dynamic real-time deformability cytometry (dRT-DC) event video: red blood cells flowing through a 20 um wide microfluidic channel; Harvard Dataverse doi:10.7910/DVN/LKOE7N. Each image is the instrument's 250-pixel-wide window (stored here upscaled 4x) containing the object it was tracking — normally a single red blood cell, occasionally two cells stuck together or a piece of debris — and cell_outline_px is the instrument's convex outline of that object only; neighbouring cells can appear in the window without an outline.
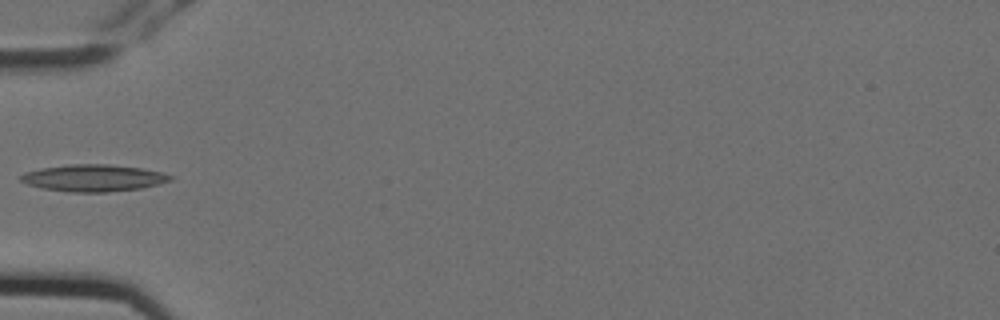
{"species": "Egyptian fruit bat (a non-hibernating species)", "species_latin": "Rousettus aegyptiacus", "temperature_condition": "cold", "stored_images_in_passage": 2, "camera_frame_rate_fps": 3000, "um_per_image_px": 0.085, "animal": {"sex": "female"}, "frame": {"image": 1, "passage_image": 2, "time_ms": 0.333, "image_size_px": [1000, 320], "cell_outline_px": [[176, 176], [172, 180], [140, 188], [108, 192], [68, 192], [44, 188], [28, 184], [20, 180], [20, 176], [24, 172], [40, 168], [72, 164], [108, 164], [140, 168], [164, 172]], "centroid_in_image_um": [7.97, 15.12], "position_along_channel_um": 77.0, "area_um2": 23.41}}